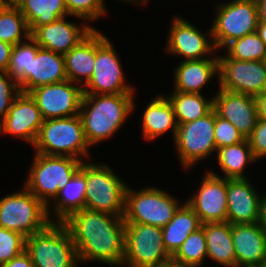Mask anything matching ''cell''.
I'll return each instance as SVG.
<instances>
[{
    "label": "cell",
    "instance_id": "obj_1",
    "mask_svg": "<svg viewBox=\"0 0 266 267\" xmlns=\"http://www.w3.org/2000/svg\"><path fill=\"white\" fill-rule=\"evenodd\" d=\"M77 248L79 262L120 266L124 261V216L82 209L63 221Z\"/></svg>",
    "mask_w": 266,
    "mask_h": 267
},
{
    "label": "cell",
    "instance_id": "obj_2",
    "mask_svg": "<svg viewBox=\"0 0 266 267\" xmlns=\"http://www.w3.org/2000/svg\"><path fill=\"white\" fill-rule=\"evenodd\" d=\"M134 97V93L83 95L79 116L90 147L118 132L136 108Z\"/></svg>",
    "mask_w": 266,
    "mask_h": 267
},
{
    "label": "cell",
    "instance_id": "obj_3",
    "mask_svg": "<svg viewBox=\"0 0 266 267\" xmlns=\"http://www.w3.org/2000/svg\"><path fill=\"white\" fill-rule=\"evenodd\" d=\"M33 146L35 153L43 155L69 156L81 161L89 158L90 147L79 115L44 120Z\"/></svg>",
    "mask_w": 266,
    "mask_h": 267
},
{
    "label": "cell",
    "instance_id": "obj_4",
    "mask_svg": "<svg viewBox=\"0 0 266 267\" xmlns=\"http://www.w3.org/2000/svg\"><path fill=\"white\" fill-rule=\"evenodd\" d=\"M25 251L35 267H77L80 264L77 248L63 222H51L27 237Z\"/></svg>",
    "mask_w": 266,
    "mask_h": 267
},
{
    "label": "cell",
    "instance_id": "obj_5",
    "mask_svg": "<svg viewBox=\"0 0 266 267\" xmlns=\"http://www.w3.org/2000/svg\"><path fill=\"white\" fill-rule=\"evenodd\" d=\"M24 185L47 207L59 190L81 168L82 161L69 156H48L35 153Z\"/></svg>",
    "mask_w": 266,
    "mask_h": 267
},
{
    "label": "cell",
    "instance_id": "obj_6",
    "mask_svg": "<svg viewBox=\"0 0 266 267\" xmlns=\"http://www.w3.org/2000/svg\"><path fill=\"white\" fill-rule=\"evenodd\" d=\"M136 191L127 184L124 222L163 228L183 204L175 196L154 186Z\"/></svg>",
    "mask_w": 266,
    "mask_h": 267
},
{
    "label": "cell",
    "instance_id": "obj_7",
    "mask_svg": "<svg viewBox=\"0 0 266 267\" xmlns=\"http://www.w3.org/2000/svg\"><path fill=\"white\" fill-rule=\"evenodd\" d=\"M126 187L107 164L86 161L85 209L124 216Z\"/></svg>",
    "mask_w": 266,
    "mask_h": 267
},
{
    "label": "cell",
    "instance_id": "obj_8",
    "mask_svg": "<svg viewBox=\"0 0 266 267\" xmlns=\"http://www.w3.org/2000/svg\"><path fill=\"white\" fill-rule=\"evenodd\" d=\"M0 198V227L29 237L46 228L50 220L47 206L25 186Z\"/></svg>",
    "mask_w": 266,
    "mask_h": 267
},
{
    "label": "cell",
    "instance_id": "obj_9",
    "mask_svg": "<svg viewBox=\"0 0 266 267\" xmlns=\"http://www.w3.org/2000/svg\"><path fill=\"white\" fill-rule=\"evenodd\" d=\"M171 256L164 248L162 228L125 222L124 261L128 267H164Z\"/></svg>",
    "mask_w": 266,
    "mask_h": 267
},
{
    "label": "cell",
    "instance_id": "obj_10",
    "mask_svg": "<svg viewBox=\"0 0 266 267\" xmlns=\"http://www.w3.org/2000/svg\"><path fill=\"white\" fill-rule=\"evenodd\" d=\"M214 23L211 26L216 50H220L232 40L256 32L259 21L256 0H230L217 3Z\"/></svg>",
    "mask_w": 266,
    "mask_h": 267
},
{
    "label": "cell",
    "instance_id": "obj_11",
    "mask_svg": "<svg viewBox=\"0 0 266 267\" xmlns=\"http://www.w3.org/2000/svg\"><path fill=\"white\" fill-rule=\"evenodd\" d=\"M124 76L113 43L96 29V61L90 80L83 86L84 94L136 93Z\"/></svg>",
    "mask_w": 266,
    "mask_h": 267
},
{
    "label": "cell",
    "instance_id": "obj_12",
    "mask_svg": "<svg viewBox=\"0 0 266 267\" xmlns=\"http://www.w3.org/2000/svg\"><path fill=\"white\" fill-rule=\"evenodd\" d=\"M215 110L192 122L179 124L174 138L182 169L192 168L197 162L217 152L214 140Z\"/></svg>",
    "mask_w": 266,
    "mask_h": 267
},
{
    "label": "cell",
    "instance_id": "obj_13",
    "mask_svg": "<svg viewBox=\"0 0 266 267\" xmlns=\"http://www.w3.org/2000/svg\"><path fill=\"white\" fill-rule=\"evenodd\" d=\"M66 80L39 86L29 92L44 120L79 115L84 95L83 87Z\"/></svg>",
    "mask_w": 266,
    "mask_h": 267
},
{
    "label": "cell",
    "instance_id": "obj_14",
    "mask_svg": "<svg viewBox=\"0 0 266 267\" xmlns=\"http://www.w3.org/2000/svg\"><path fill=\"white\" fill-rule=\"evenodd\" d=\"M218 86L230 92L242 93L255 97L262 92L266 79V62L240 61L218 56Z\"/></svg>",
    "mask_w": 266,
    "mask_h": 267
},
{
    "label": "cell",
    "instance_id": "obj_15",
    "mask_svg": "<svg viewBox=\"0 0 266 267\" xmlns=\"http://www.w3.org/2000/svg\"><path fill=\"white\" fill-rule=\"evenodd\" d=\"M171 23L165 48L168 53L183 57V61L205 59L216 53L211 27L207 37L184 18L176 16Z\"/></svg>",
    "mask_w": 266,
    "mask_h": 267
},
{
    "label": "cell",
    "instance_id": "obj_16",
    "mask_svg": "<svg viewBox=\"0 0 266 267\" xmlns=\"http://www.w3.org/2000/svg\"><path fill=\"white\" fill-rule=\"evenodd\" d=\"M200 184L197 193L187 199L186 203L202 224L227 222V179L209 170Z\"/></svg>",
    "mask_w": 266,
    "mask_h": 267
},
{
    "label": "cell",
    "instance_id": "obj_17",
    "mask_svg": "<svg viewBox=\"0 0 266 267\" xmlns=\"http://www.w3.org/2000/svg\"><path fill=\"white\" fill-rule=\"evenodd\" d=\"M43 122L35 100L29 93L21 92L0 122V134H11L33 146Z\"/></svg>",
    "mask_w": 266,
    "mask_h": 267
},
{
    "label": "cell",
    "instance_id": "obj_18",
    "mask_svg": "<svg viewBox=\"0 0 266 267\" xmlns=\"http://www.w3.org/2000/svg\"><path fill=\"white\" fill-rule=\"evenodd\" d=\"M87 24L76 25L74 22L66 21V18L63 17L50 24L38 27L31 34V38L40 48L65 55L95 30L91 24Z\"/></svg>",
    "mask_w": 266,
    "mask_h": 267
},
{
    "label": "cell",
    "instance_id": "obj_19",
    "mask_svg": "<svg viewBox=\"0 0 266 267\" xmlns=\"http://www.w3.org/2000/svg\"><path fill=\"white\" fill-rule=\"evenodd\" d=\"M213 109L222 119L231 122L247 139L258 121L255 98L218 88Z\"/></svg>",
    "mask_w": 266,
    "mask_h": 267
},
{
    "label": "cell",
    "instance_id": "obj_20",
    "mask_svg": "<svg viewBox=\"0 0 266 267\" xmlns=\"http://www.w3.org/2000/svg\"><path fill=\"white\" fill-rule=\"evenodd\" d=\"M249 179H227V222L258 223L260 199Z\"/></svg>",
    "mask_w": 266,
    "mask_h": 267
},
{
    "label": "cell",
    "instance_id": "obj_21",
    "mask_svg": "<svg viewBox=\"0 0 266 267\" xmlns=\"http://www.w3.org/2000/svg\"><path fill=\"white\" fill-rule=\"evenodd\" d=\"M237 267H257L266 258V230L259 223L231 224Z\"/></svg>",
    "mask_w": 266,
    "mask_h": 267
},
{
    "label": "cell",
    "instance_id": "obj_22",
    "mask_svg": "<svg viewBox=\"0 0 266 267\" xmlns=\"http://www.w3.org/2000/svg\"><path fill=\"white\" fill-rule=\"evenodd\" d=\"M198 60L179 62L174 72V91L182 93H198L207 83L219 76L218 55Z\"/></svg>",
    "mask_w": 266,
    "mask_h": 267
},
{
    "label": "cell",
    "instance_id": "obj_23",
    "mask_svg": "<svg viewBox=\"0 0 266 267\" xmlns=\"http://www.w3.org/2000/svg\"><path fill=\"white\" fill-rule=\"evenodd\" d=\"M85 194L86 160L85 162L82 161L81 168L75 173L64 188L59 190L57 196L51 202L52 209L50 206L47 207L49 217H51L50 220L52 222H63L72 213L85 209ZM50 213L54 214L51 215Z\"/></svg>",
    "mask_w": 266,
    "mask_h": 267
},
{
    "label": "cell",
    "instance_id": "obj_24",
    "mask_svg": "<svg viewBox=\"0 0 266 267\" xmlns=\"http://www.w3.org/2000/svg\"><path fill=\"white\" fill-rule=\"evenodd\" d=\"M142 136L146 140L154 141L159 136L172 130L173 139L176 136L178 124L173 106L164 95H158L151 100L142 115Z\"/></svg>",
    "mask_w": 266,
    "mask_h": 267
},
{
    "label": "cell",
    "instance_id": "obj_25",
    "mask_svg": "<svg viewBox=\"0 0 266 267\" xmlns=\"http://www.w3.org/2000/svg\"><path fill=\"white\" fill-rule=\"evenodd\" d=\"M67 80L84 86L91 78L96 61V29L64 55Z\"/></svg>",
    "mask_w": 266,
    "mask_h": 267
},
{
    "label": "cell",
    "instance_id": "obj_26",
    "mask_svg": "<svg viewBox=\"0 0 266 267\" xmlns=\"http://www.w3.org/2000/svg\"><path fill=\"white\" fill-rule=\"evenodd\" d=\"M67 80L64 55L40 48L31 54L30 91L43 85Z\"/></svg>",
    "mask_w": 266,
    "mask_h": 267
},
{
    "label": "cell",
    "instance_id": "obj_27",
    "mask_svg": "<svg viewBox=\"0 0 266 267\" xmlns=\"http://www.w3.org/2000/svg\"><path fill=\"white\" fill-rule=\"evenodd\" d=\"M208 257L224 267H237L236 253L229 222L204 223Z\"/></svg>",
    "mask_w": 266,
    "mask_h": 267
},
{
    "label": "cell",
    "instance_id": "obj_28",
    "mask_svg": "<svg viewBox=\"0 0 266 267\" xmlns=\"http://www.w3.org/2000/svg\"><path fill=\"white\" fill-rule=\"evenodd\" d=\"M202 223L186 201L162 228L164 248L172 257L187 237L201 228Z\"/></svg>",
    "mask_w": 266,
    "mask_h": 267
},
{
    "label": "cell",
    "instance_id": "obj_29",
    "mask_svg": "<svg viewBox=\"0 0 266 267\" xmlns=\"http://www.w3.org/2000/svg\"><path fill=\"white\" fill-rule=\"evenodd\" d=\"M15 5L25 17L31 34L38 27L69 16L65 0H18Z\"/></svg>",
    "mask_w": 266,
    "mask_h": 267
},
{
    "label": "cell",
    "instance_id": "obj_30",
    "mask_svg": "<svg viewBox=\"0 0 266 267\" xmlns=\"http://www.w3.org/2000/svg\"><path fill=\"white\" fill-rule=\"evenodd\" d=\"M217 163L226 179H247L244 171L248 163L257 161L252 153L248 139L237 144L223 146L215 153Z\"/></svg>",
    "mask_w": 266,
    "mask_h": 267
},
{
    "label": "cell",
    "instance_id": "obj_31",
    "mask_svg": "<svg viewBox=\"0 0 266 267\" xmlns=\"http://www.w3.org/2000/svg\"><path fill=\"white\" fill-rule=\"evenodd\" d=\"M167 98L171 102L177 124L192 122L213 110L214 99L205 98L202 93L173 91Z\"/></svg>",
    "mask_w": 266,
    "mask_h": 267
},
{
    "label": "cell",
    "instance_id": "obj_32",
    "mask_svg": "<svg viewBox=\"0 0 266 267\" xmlns=\"http://www.w3.org/2000/svg\"><path fill=\"white\" fill-rule=\"evenodd\" d=\"M40 46L30 37L27 41L16 44L12 48L7 72L17 80L23 93L30 92L31 54H36Z\"/></svg>",
    "mask_w": 266,
    "mask_h": 267
},
{
    "label": "cell",
    "instance_id": "obj_33",
    "mask_svg": "<svg viewBox=\"0 0 266 267\" xmlns=\"http://www.w3.org/2000/svg\"><path fill=\"white\" fill-rule=\"evenodd\" d=\"M30 37L26 19L15 4H9L0 11L1 41L16 45L27 41Z\"/></svg>",
    "mask_w": 266,
    "mask_h": 267
},
{
    "label": "cell",
    "instance_id": "obj_34",
    "mask_svg": "<svg viewBox=\"0 0 266 267\" xmlns=\"http://www.w3.org/2000/svg\"><path fill=\"white\" fill-rule=\"evenodd\" d=\"M207 258L206 235L201 227L191 233L171 257V264L177 267H200Z\"/></svg>",
    "mask_w": 266,
    "mask_h": 267
},
{
    "label": "cell",
    "instance_id": "obj_35",
    "mask_svg": "<svg viewBox=\"0 0 266 267\" xmlns=\"http://www.w3.org/2000/svg\"><path fill=\"white\" fill-rule=\"evenodd\" d=\"M226 57L240 61H264L266 59V45L257 32L232 40L225 47Z\"/></svg>",
    "mask_w": 266,
    "mask_h": 267
},
{
    "label": "cell",
    "instance_id": "obj_36",
    "mask_svg": "<svg viewBox=\"0 0 266 267\" xmlns=\"http://www.w3.org/2000/svg\"><path fill=\"white\" fill-rule=\"evenodd\" d=\"M65 6L69 16L80 18L85 23L99 20L107 13L104 0H65Z\"/></svg>",
    "mask_w": 266,
    "mask_h": 267
},
{
    "label": "cell",
    "instance_id": "obj_37",
    "mask_svg": "<svg viewBox=\"0 0 266 267\" xmlns=\"http://www.w3.org/2000/svg\"><path fill=\"white\" fill-rule=\"evenodd\" d=\"M25 248L26 237L16 231L0 227V265L22 254Z\"/></svg>",
    "mask_w": 266,
    "mask_h": 267
},
{
    "label": "cell",
    "instance_id": "obj_38",
    "mask_svg": "<svg viewBox=\"0 0 266 267\" xmlns=\"http://www.w3.org/2000/svg\"><path fill=\"white\" fill-rule=\"evenodd\" d=\"M214 140L216 148L245 141L246 138L229 121L222 119L215 111Z\"/></svg>",
    "mask_w": 266,
    "mask_h": 267
},
{
    "label": "cell",
    "instance_id": "obj_39",
    "mask_svg": "<svg viewBox=\"0 0 266 267\" xmlns=\"http://www.w3.org/2000/svg\"><path fill=\"white\" fill-rule=\"evenodd\" d=\"M20 93L17 80L8 72H0V122L7 116L15 98Z\"/></svg>",
    "mask_w": 266,
    "mask_h": 267
},
{
    "label": "cell",
    "instance_id": "obj_40",
    "mask_svg": "<svg viewBox=\"0 0 266 267\" xmlns=\"http://www.w3.org/2000/svg\"><path fill=\"white\" fill-rule=\"evenodd\" d=\"M247 139L256 160L266 157V120L258 119Z\"/></svg>",
    "mask_w": 266,
    "mask_h": 267
},
{
    "label": "cell",
    "instance_id": "obj_41",
    "mask_svg": "<svg viewBox=\"0 0 266 267\" xmlns=\"http://www.w3.org/2000/svg\"><path fill=\"white\" fill-rule=\"evenodd\" d=\"M13 46L0 40V72H7Z\"/></svg>",
    "mask_w": 266,
    "mask_h": 267
},
{
    "label": "cell",
    "instance_id": "obj_42",
    "mask_svg": "<svg viewBox=\"0 0 266 267\" xmlns=\"http://www.w3.org/2000/svg\"><path fill=\"white\" fill-rule=\"evenodd\" d=\"M0 267H35L32 263L30 255L24 251L17 257H14L10 261L1 264Z\"/></svg>",
    "mask_w": 266,
    "mask_h": 267
},
{
    "label": "cell",
    "instance_id": "obj_43",
    "mask_svg": "<svg viewBox=\"0 0 266 267\" xmlns=\"http://www.w3.org/2000/svg\"><path fill=\"white\" fill-rule=\"evenodd\" d=\"M258 119L266 120V93H260L255 97Z\"/></svg>",
    "mask_w": 266,
    "mask_h": 267
},
{
    "label": "cell",
    "instance_id": "obj_44",
    "mask_svg": "<svg viewBox=\"0 0 266 267\" xmlns=\"http://www.w3.org/2000/svg\"><path fill=\"white\" fill-rule=\"evenodd\" d=\"M258 223L266 230V193L260 199Z\"/></svg>",
    "mask_w": 266,
    "mask_h": 267
},
{
    "label": "cell",
    "instance_id": "obj_45",
    "mask_svg": "<svg viewBox=\"0 0 266 267\" xmlns=\"http://www.w3.org/2000/svg\"><path fill=\"white\" fill-rule=\"evenodd\" d=\"M258 4L259 22L266 23V0H256Z\"/></svg>",
    "mask_w": 266,
    "mask_h": 267
},
{
    "label": "cell",
    "instance_id": "obj_46",
    "mask_svg": "<svg viewBox=\"0 0 266 267\" xmlns=\"http://www.w3.org/2000/svg\"><path fill=\"white\" fill-rule=\"evenodd\" d=\"M260 39L265 43L266 45V23H262L258 21L257 30Z\"/></svg>",
    "mask_w": 266,
    "mask_h": 267
},
{
    "label": "cell",
    "instance_id": "obj_47",
    "mask_svg": "<svg viewBox=\"0 0 266 267\" xmlns=\"http://www.w3.org/2000/svg\"><path fill=\"white\" fill-rule=\"evenodd\" d=\"M9 4L8 0H0V11L6 8Z\"/></svg>",
    "mask_w": 266,
    "mask_h": 267
},
{
    "label": "cell",
    "instance_id": "obj_48",
    "mask_svg": "<svg viewBox=\"0 0 266 267\" xmlns=\"http://www.w3.org/2000/svg\"><path fill=\"white\" fill-rule=\"evenodd\" d=\"M149 0H133L132 3H138L139 5H143V4H146Z\"/></svg>",
    "mask_w": 266,
    "mask_h": 267
},
{
    "label": "cell",
    "instance_id": "obj_49",
    "mask_svg": "<svg viewBox=\"0 0 266 267\" xmlns=\"http://www.w3.org/2000/svg\"><path fill=\"white\" fill-rule=\"evenodd\" d=\"M257 267H266V258Z\"/></svg>",
    "mask_w": 266,
    "mask_h": 267
},
{
    "label": "cell",
    "instance_id": "obj_50",
    "mask_svg": "<svg viewBox=\"0 0 266 267\" xmlns=\"http://www.w3.org/2000/svg\"><path fill=\"white\" fill-rule=\"evenodd\" d=\"M261 93H266V79L264 81V85H263V88H262V92Z\"/></svg>",
    "mask_w": 266,
    "mask_h": 267
},
{
    "label": "cell",
    "instance_id": "obj_51",
    "mask_svg": "<svg viewBox=\"0 0 266 267\" xmlns=\"http://www.w3.org/2000/svg\"><path fill=\"white\" fill-rule=\"evenodd\" d=\"M10 4H15L18 0H8Z\"/></svg>",
    "mask_w": 266,
    "mask_h": 267
},
{
    "label": "cell",
    "instance_id": "obj_52",
    "mask_svg": "<svg viewBox=\"0 0 266 267\" xmlns=\"http://www.w3.org/2000/svg\"><path fill=\"white\" fill-rule=\"evenodd\" d=\"M164 267H175V265H173V264H169V265H166V266H164Z\"/></svg>",
    "mask_w": 266,
    "mask_h": 267
},
{
    "label": "cell",
    "instance_id": "obj_53",
    "mask_svg": "<svg viewBox=\"0 0 266 267\" xmlns=\"http://www.w3.org/2000/svg\"><path fill=\"white\" fill-rule=\"evenodd\" d=\"M123 1H125V2L128 1V2H131V3L133 2V0H121V2H123Z\"/></svg>",
    "mask_w": 266,
    "mask_h": 267
}]
</instances>
